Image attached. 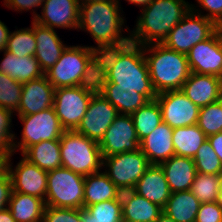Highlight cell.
<instances>
[{
	"mask_svg": "<svg viewBox=\"0 0 222 222\" xmlns=\"http://www.w3.org/2000/svg\"><path fill=\"white\" fill-rule=\"evenodd\" d=\"M131 117L140 142L163 122L161 108L156 99L148 101L145 105L133 112Z\"/></svg>",
	"mask_w": 222,
	"mask_h": 222,
	"instance_id": "32",
	"label": "cell"
},
{
	"mask_svg": "<svg viewBox=\"0 0 222 222\" xmlns=\"http://www.w3.org/2000/svg\"><path fill=\"white\" fill-rule=\"evenodd\" d=\"M102 166L108 167L104 173L122 192L133 190L150 164L139 148L133 152L103 157Z\"/></svg>",
	"mask_w": 222,
	"mask_h": 222,
	"instance_id": "10",
	"label": "cell"
},
{
	"mask_svg": "<svg viewBox=\"0 0 222 222\" xmlns=\"http://www.w3.org/2000/svg\"><path fill=\"white\" fill-rule=\"evenodd\" d=\"M196 125L209 137L222 132V101L201 107Z\"/></svg>",
	"mask_w": 222,
	"mask_h": 222,
	"instance_id": "35",
	"label": "cell"
},
{
	"mask_svg": "<svg viewBox=\"0 0 222 222\" xmlns=\"http://www.w3.org/2000/svg\"><path fill=\"white\" fill-rule=\"evenodd\" d=\"M55 88L45 75L24 83L18 115H31L53 107Z\"/></svg>",
	"mask_w": 222,
	"mask_h": 222,
	"instance_id": "18",
	"label": "cell"
},
{
	"mask_svg": "<svg viewBox=\"0 0 222 222\" xmlns=\"http://www.w3.org/2000/svg\"><path fill=\"white\" fill-rule=\"evenodd\" d=\"M121 200H106L81 209V222H121Z\"/></svg>",
	"mask_w": 222,
	"mask_h": 222,
	"instance_id": "33",
	"label": "cell"
},
{
	"mask_svg": "<svg viewBox=\"0 0 222 222\" xmlns=\"http://www.w3.org/2000/svg\"><path fill=\"white\" fill-rule=\"evenodd\" d=\"M117 115V109L97 91L75 131L99 143Z\"/></svg>",
	"mask_w": 222,
	"mask_h": 222,
	"instance_id": "15",
	"label": "cell"
},
{
	"mask_svg": "<svg viewBox=\"0 0 222 222\" xmlns=\"http://www.w3.org/2000/svg\"><path fill=\"white\" fill-rule=\"evenodd\" d=\"M191 72L222 78V28L186 54Z\"/></svg>",
	"mask_w": 222,
	"mask_h": 222,
	"instance_id": "13",
	"label": "cell"
},
{
	"mask_svg": "<svg viewBox=\"0 0 222 222\" xmlns=\"http://www.w3.org/2000/svg\"><path fill=\"white\" fill-rule=\"evenodd\" d=\"M198 173L220 175L222 164L208 140L198 149L193 158Z\"/></svg>",
	"mask_w": 222,
	"mask_h": 222,
	"instance_id": "38",
	"label": "cell"
},
{
	"mask_svg": "<svg viewBox=\"0 0 222 222\" xmlns=\"http://www.w3.org/2000/svg\"><path fill=\"white\" fill-rule=\"evenodd\" d=\"M41 16L33 12V20L43 26L78 29L80 3L78 0H44Z\"/></svg>",
	"mask_w": 222,
	"mask_h": 222,
	"instance_id": "17",
	"label": "cell"
},
{
	"mask_svg": "<svg viewBox=\"0 0 222 222\" xmlns=\"http://www.w3.org/2000/svg\"><path fill=\"white\" fill-rule=\"evenodd\" d=\"M121 193L104 172L84 177V208L106 200H121Z\"/></svg>",
	"mask_w": 222,
	"mask_h": 222,
	"instance_id": "27",
	"label": "cell"
},
{
	"mask_svg": "<svg viewBox=\"0 0 222 222\" xmlns=\"http://www.w3.org/2000/svg\"><path fill=\"white\" fill-rule=\"evenodd\" d=\"M96 1H103V0H78L80 4L89 3V2H96Z\"/></svg>",
	"mask_w": 222,
	"mask_h": 222,
	"instance_id": "53",
	"label": "cell"
},
{
	"mask_svg": "<svg viewBox=\"0 0 222 222\" xmlns=\"http://www.w3.org/2000/svg\"><path fill=\"white\" fill-rule=\"evenodd\" d=\"M200 204L190 190L173 192L163 208V213L176 222H195Z\"/></svg>",
	"mask_w": 222,
	"mask_h": 222,
	"instance_id": "29",
	"label": "cell"
},
{
	"mask_svg": "<svg viewBox=\"0 0 222 222\" xmlns=\"http://www.w3.org/2000/svg\"><path fill=\"white\" fill-rule=\"evenodd\" d=\"M98 52L93 46H67L59 60L44 75L55 88L96 84Z\"/></svg>",
	"mask_w": 222,
	"mask_h": 222,
	"instance_id": "4",
	"label": "cell"
},
{
	"mask_svg": "<svg viewBox=\"0 0 222 222\" xmlns=\"http://www.w3.org/2000/svg\"><path fill=\"white\" fill-rule=\"evenodd\" d=\"M222 193V173L219 175V192Z\"/></svg>",
	"mask_w": 222,
	"mask_h": 222,
	"instance_id": "52",
	"label": "cell"
},
{
	"mask_svg": "<svg viewBox=\"0 0 222 222\" xmlns=\"http://www.w3.org/2000/svg\"><path fill=\"white\" fill-rule=\"evenodd\" d=\"M197 2L200 8L203 7L209 12L203 16L222 28V0H197Z\"/></svg>",
	"mask_w": 222,
	"mask_h": 222,
	"instance_id": "42",
	"label": "cell"
},
{
	"mask_svg": "<svg viewBox=\"0 0 222 222\" xmlns=\"http://www.w3.org/2000/svg\"><path fill=\"white\" fill-rule=\"evenodd\" d=\"M143 53L157 94L182 89L191 73L186 54L171 50L162 43L144 45Z\"/></svg>",
	"mask_w": 222,
	"mask_h": 222,
	"instance_id": "5",
	"label": "cell"
},
{
	"mask_svg": "<svg viewBox=\"0 0 222 222\" xmlns=\"http://www.w3.org/2000/svg\"><path fill=\"white\" fill-rule=\"evenodd\" d=\"M133 191L162 209L171 195L164 171L160 165H150L136 183Z\"/></svg>",
	"mask_w": 222,
	"mask_h": 222,
	"instance_id": "22",
	"label": "cell"
},
{
	"mask_svg": "<svg viewBox=\"0 0 222 222\" xmlns=\"http://www.w3.org/2000/svg\"><path fill=\"white\" fill-rule=\"evenodd\" d=\"M127 1L137 5L139 7L143 6L145 8L146 6H148L151 3L152 0H127Z\"/></svg>",
	"mask_w": 222,
	"mask_h": 222,
	"instance_id": "49",
	"label": "cell"
},
{
	"mask_svg": "<svg viewBox=\"0 0 222 222\" xmlns=\"http://www.w3.org/2000/svg\"><path fill=\"white\" fill-rule=\"evenodd\" d=\"M172 135L173 128L162 122L140 142L139 148L150 165H160L175 155Z\"/></svg>",
	"mask_w": 222,
	"mask_h": 222,
	"instance_id": "20",
	"label": "cell"
},
{
	"mask_svg": "<svg viewBox=\"0 0 222 222\" xmlns=\"http://www.w3.org/2000/svg\"><path fill=\"white\" fill-rule=\"evenodd\" d=\"M195 222H222V209L216 202L202 203Z\"/></svg>",
	"mask_w": 222,
	"mask_h": 222,
	"instance_id": "41",
	"label": "cell"
},
{
	"mask_svg": "<svg viewBox=\"0 0 222 222\" xmlns=\"http://www.w3.org/2000/svg\"><path fill=\"white\" fill-rule=\"evenodd\" d=\"M99 147L102 157L139 149L140 141L131 115L118 114L99 142Z\"/></svg>",
	"mask_w": 222,
	"mask_h": 222,
	"instance_id": "14",
	"label": "cell"
},
{
	"mask_svg": "<svg viewBox=\"0 0 222 222\" xmlns=\"http://www.w3.org/2000/svg\"><path fill=\"white\" fill-rule=\"evenodd\" d=\"M97 82H111L115 88L136 89L149 101L156 99L143 53V46L128 43L98 53Z\"/></svg>",
	"mask_w": 222,
	"mask_h": 222,
	"instance_id": "1",
	"label": "cell"
},
{
	"mask_svg": "<svg viewBox=\"0 0 222 222\" xmlns=\"http://www.w3.org/2000/svg\"><path fill=\"white\" fill-rule=\"evenodd\" d=\"M10 32L4 22L0 20V51L2 52L6 50Z\"/></svg>",
	"mask_w": 222,
	"mask_h": 222,
	"instance_id": "46",
	"label": "cell"
},
{
	"mask_svg": "<svg viewBox=\"0 0 222 222\" xmlns=\"http://www.w3.org/2000/svg\"><path fill=\"white\" fill-rule=\"evenodd\" d=\"M13 112L0 107V150L7 152L11 157L14 153L15 134L11 133Z\"/></svg>",
	"mask_w": 222,
	"mask_h": 222,
	"instance_id": "39",
	"label": "cell"
},
{
	"mask_svg": "<svg viewBox=\"0 0 222 222\" xmlns=\"http://www.w3.org/2000/svg\"><path fill=\"white\" fill-rule=\"evenodd\" d=\"M22 155L30 163L46 171L62 167L59 140L36 143L28 147Z\"/></svg>",
	"mask_w": 222,
	"mask_h": 222,
	"instance_id": "30",
	"label": "cell"
},
{
	"mask_svg": "<svg viewBox=\"0 0 222 222\" xmlns=\"http://www.w3.org/2000/svg\"><path fill=\"white\" fill-rule=\"evenodd\" d=\"M34 36L37 44L34 57L45 73L59 60L67 45H64L54 29L40 25L35 21Z\"/></svg>",
	"mask_w": 222,
	"mask_h": 222,
	"instance_id": "21",
	"label": "cell"
},
{
	"mask_svg": "<svg viewBox=\"0 0 222 222\" xmlns=\"http://www.w3.org/2000/svg\"><path fill=\"white\" fill-rule=\"evenodd\" d=\"M162 121L171 128L192 126L197 123L200 108L191 102L182 90L157 94Z\"/></svg>",
	"mask_w": 222,
	"mask_h": 222,
	"instance_id": "12",
	"label": "cell"
},
{
	"mask_svg": "<svg viewBox=\"0 0 222 222\" xmlns=\"http://www.w3.org/2000/svg\"><path fill=\"white\" fill-rule=\"evenodd\" d=\"M155 222H176V221L162 212Z\"/></svg>",
	"mask_w": 222,
	"mask_h": 222,
	"instance_id": "50",
	"label": "cell"
},
{
	"mask_svg": "<svg viewBox=\"0 0 222 222\" xmlns=\"http://www.w3.org/2000/svg\"><path fill=\"white\" fill-rule=\"evenodd\" d=\"M46 206L84 208V176L60 167L48 171Z\"/></svg>",
	"mask_w": 222,
	"mask_h": 222,
	"instance_id": "8",
	"label": "cell"
},
{
	"mask_svg": "<svg viewBox=\"0 0 222 222\" xmlns=\"http://www.w3.org/2000/svg\"><path fill=\"white\" fill-rule=\"evenodd\" d=\"M97 91L96 84L55 89L53 108L65 131L77 129L86 114L92 96Z\"/></svg>",
	"mask_w": 222,
	"mask_h": 222,
	"instance_id": "9",
	"label": "cell"
},
{
	"mask_svg": "<svg viewBox=\"0 0 222 222\" xmlns=\"http://www.w3.org/2000/svg\"><path fill=\"white\" fill-rule=\"evenodd\" d=\"M172 140L175 155L194 158L200 146L207 141V136L195 124L173 128Z\"/></svg>",
	"mask_w": 222,
	"mask_h": 222,
	"instance_id": "31",
	"label": "cell"
},
{
	"mask_svg": "<svg viewBox=\"0 0 222 222\" xmlns=\"http://www.w3.org/2000/svg\"><path fill=\"white\" fill-rule=\"evenodd\" d=\"M197 11L191 4L190 11L168 33L162 44L178 53L187 54L194 45L210 38L219 27Z\"/></svg>",
	"mask_w": 222,
	"mask_h": 222,
	"instance_id": "7",
	"label": "cell"
},
{
	"mask_svg": "<svg viewBox=\"0 0 222 222\" xmlns=\"http://www.w3.org/2000/svg\"><path fill=\"white\" fill-rule=\"evenodd\" d=\"M0 222H16L8 208L0 211Z\"/></svg>",
	"mask_w": 222,
	"mask_h": 222,
	"instance_id": "48",
	"label": "cell"
},
{
	"mask_svg": "<svg viewBox=\"0 0 222 222\" xmlns=\"http://www.w3.org/2000/svg\"><path fill=\"white\" fill-rule=\"evenodd\" d=\"M0 72L21 84L38 79L44 75L34 56L19 58L6 50H4V58L0 63Z\"/></svg>",
	"mask_w": 222,
	"mask_h": 222,
	"instance_id": "26",
	"label": "cell"
},
{
	"mask_svg": "<svg viewBox=\"0 0 222 222\" xmlns=\"http://www.w3.org/2000/svg\"><path fill=\"white\" fill-rule=\"evenodd\" d=\"M122 221L124 222H155L163 209L151 203L133 190L122 191Z\"/></svg>",
	"mask_w": 222,
	"mask_h": 222,
	"instance_id": "24",
	"label": "cell"
},
{
	"mask_svg": "<svg viewBox=\"0 0 222 222\" xmlns=\"http://www.w3.org/2000/svg\"><path fill=\"white\" fill-rule=\"evenodd\" d=\"M97 89L116 109L118 114L131 115L149 100L136 89L115 88L111 82H96Z\"/></svg>",
	"mask_w": 222,
	"mask_h": 222,
	"instance_id": "25",
	"label": "cell"
},
{
	"mask_svg": "<svg viewBox=\"0 0 222 222\" xmlns=\"http://www.w3.org/2000/svg\"><path fill=\"white\" fill-rule=\"evenodd\" d=\"M190 9L185 0H152L141 10L135 29L129 34L131 42L142 46L162 43Z\"/></svg>",
	"mask_w": 222,
	"mask_h": 222,
	"instance_id": "3",
	"label": "cell"
},
{
	"mask_svg": "<svg viewBox=\"0 0 222 222\" xmlns=\"http://www.w3.org/2000/svg\"><path fill=\"white\" fill-rule=\"evenodd\" d=\"M36 39L34 36V20L32 27L10 32L6 51L17 57L34 56L36 52Z\"/></svg>",
	"mask_w": 222,
	"mask_h": 222,
	"instance_id": "34",
	"label": "cell"
},
{
	"mask_svg": "<svg viewBox=\"0 0 222 222\" xmlns=\"http://www.w3.org/2000/svg\"><path fill=\"white\" fill-rule=\"evenodd\" d=\"M216 203L222 209V193H218Z\"/></svg>",
	"mask_w": 222,
	"mask_h": 222,
	"instance_id": "51",
	"label": "cell"
},
{
	"mask_svg": "<svg viewBox=\"0 0 222 222\" xmlns=\"http://www.w3.org/2000/svg\"><path fill=\"white\" fill-rule=\"evenodd\" d=\"M119 0H103L80 4L78 29L86 30L97 43L100 51L124 46L131 42L130 36H122L124 19L120 15Z\"/></svg>",
	"mask_w": 222,
	"mask_h": 222,
	"instance_id": "2",
	"label": "cell"
},
{
	"mask_svg": "<svg viewBox=\"0 0 222 222\" xmlns=\"http://www.w3.org/2000/svg\"><path fill=\"white\" fill-rule=\"evenodd\" d=\"M190 191L201 204L216 202L219 192V175L197 172Z\"/></svg>",
	"mask_w": 222,
	"mask_h": 222,
	"instance_id": "36",
	"label": "cell"
},
{
	"mask_svg": "<svg viewBox=\"0 0 222 222\" xmlns=\"http://www.w3.org/2000/svg\"><path fill=\"white\" fill-rule=\"evenodd\" d=\"M10 162L9 159L8 172L11 177L13 192L36 196L45 201L48 171L30 163L24 157L18 162L14 170Z\"/></svg>",
	"mask_w": 222,
	"mask_h": 222,
	"instance_id": "16",
	"label": "cell"
},
{
	"mask_svg": "<svg viewBox=\"0 0 222 222\" xmlns=\"http://www.w3.org/2000/svg\"><path fill=\"white\" fill-rule=\"evenodd\" d=\"M208 142L214 149L222 164V132L207 137Z\"/></svg>",
	"mask_w": 222,
	"mask_h": 222,
	"instance_id": "45",
	"label": "cell"
},
{
	"mask_svg": "<svg viewBox=\"0 0 222 222\" xmlns=\"http://www.w3.org/2000/svg\"><path fill=\"white\" fill-rule=\"evenodd\" d=\"M13 192L9 172L0 174V211L8 207Z\"/></svg>",
	"mask_w": 222,
	"mask_h": 222,
	"instance_id": "43",
	"label": "cell"
},
{
	"mask_svg": "<svg viewBox=\"0 0 222 222\" xmlns=\"http://www.w3.org/2000/svg\"><path fill=\"white\" fill-rule=\"evenodd\" d=\"M45 207L39 197L12 192L7 208L16 222H42Z\"/></svg>",
	"mask_w": 222,
	"mask_h": 222,
	"instance_id": "28",
	"label": "cell"
},
{
	"mask_svg": "<svg viewBox=\"0 0 222 222\" xmlns=\"http://www.w3.org/2000/svg\"><path fill=\"white\" fill-rule=\"evenodd\" d=\"M4 5L9 9L13 10H26L32 9L33 7H39L43 4L44 0H4Z\"/></svg>",
	"mask_w": 222,
	"mask_h": 222,
	"instance_id": "44",
	"label": "cell"
},
{
	"mask_svg": "<svg viewBox=\"0 0 222 222\" xmlns=\"http://www.w3.org/2000/svg\"><path fill=\"white\" fill-rule=\"evenodd\" d=\"M199 108L217 102L222 94V78L191 72L181 89Z\"/></svg>",
	"mask_w": 222,
	"mask_h": 222,
	"instance_id": "19",
	"label": "cell"
},
{
	"mask_svg": "<svg viewBox=\"0 0 222 222\" xmlns=\"http://www.w3.org/2000/svg\"><path fill=\"white\" fill-rule=\"evenodd\" d=\"M42 222H81V209L46 206Z\"/></svg>",
	"mask_w": 222,
	"mask_h": 222,
	"instance_id": "40",
	"label": "cell"
},
{
	"mask_svg": "<svg viewBox=\"0 0 222 222\" xmlns=\"http://www.w3.org/2000/svg\"><path fill=\"white\" fill-rule=\"evenodd\" d=\"M160 166L171 193L190 190L197 173L193 158L173 155Z\"/></svg>",
	"mask_w": 222,
	"mask_h": 222,
	"instance_id": "23",
	"label": "cell"
},
{
	"mask_svg": "<svg viewBox=\"0 0 222 222\" xmlns=\"http://www.w3.org/2000/svg\"><path fill=\"white\" fill-rule=\"evenodd\" d=\"M24 127L21 142H14V152L19 148L21 154L30 146L41 141L60 140L65 131L53 107L31 115H18Z\"/></svg>",
	"mask_w": 222,
	"mask_h": 222,
	"instance_id": "11",
	"label": "cell"
},
{
	"mask_svg": "<svg viewBox=\"0 0 222 222\" xmlns=\"http://www.w3.org/2000/svg\"><path fill=\"white\" fill-rule=\"evenodd\" d=\"M62 167L87 176L101 171L103 157L99 143L74 131H64L60 138Z\"/></svg>",
	"mask_w": 222,
	"mask_h": 222,
	"instance_id": "6",
	"label": "cell"
},
{
	"mask_svg": "<svg viewBox=\"0 0 222 222\" xmlns=\"http://www.w3.org/2000/svg\"><path fill=\"white\" fill-rule=\"evenodd\" d=\"M11 156L4 151L0 150V174L8 172V164Z\"/></svg>",
	"mask_w": 222,
	"mask_h": 222,
	"instance_id": "47",
	"label": "cell"
},
{
	"mask_svg": "<svg viewBox=\"0 0 222 222\" xmlns=\"http://www.w3.org/2000/svg\"><path fill=\"white\" fill-rule=\"evenodd\" d=\"M22 86L23 84L0 72V107L17 112Z\"/></svg>",
	"mask_w": 222,
	"mask_h": 222,
	"instance_id": "37",
	"label": "cell"
}]
</instances>
